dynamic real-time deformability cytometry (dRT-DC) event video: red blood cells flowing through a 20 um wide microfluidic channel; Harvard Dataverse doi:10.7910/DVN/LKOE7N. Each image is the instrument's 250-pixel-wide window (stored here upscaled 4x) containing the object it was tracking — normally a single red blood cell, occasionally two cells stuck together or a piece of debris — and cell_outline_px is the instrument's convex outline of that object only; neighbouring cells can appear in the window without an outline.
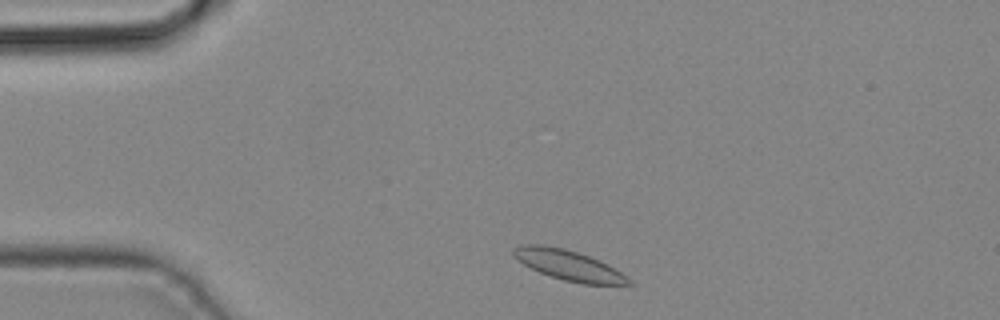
{"species": "common noctule bat (a hibernating species)", "species_latin": "Nyctalus noctula", "temperature_condition": "cold", "stored_images_in_passage": 31, "camera_frame_rate_fps": 3000, "um_per_image_px": 0.085, "animal": {"sex": "male", "body_mass_g": 19.2, "forearm_length_mm": 51.8}, "frame": {"image": 1, "passage_image": 2, "time_ms": 0.333, "image_size_px": [1000, 320], "cell_outline_px": [[632, 284], [580, 284], [548, 276], [516, 260], [512, 252], [512, 248], [520, 244], [540, 244], [564, 248], [600, 260], [608, 264], [628, 276], [632, 280]], "centroid_in_image_um": [48.32, 22.54], "position_along_channel_um": 36.7, "area_um2": 20.4}}
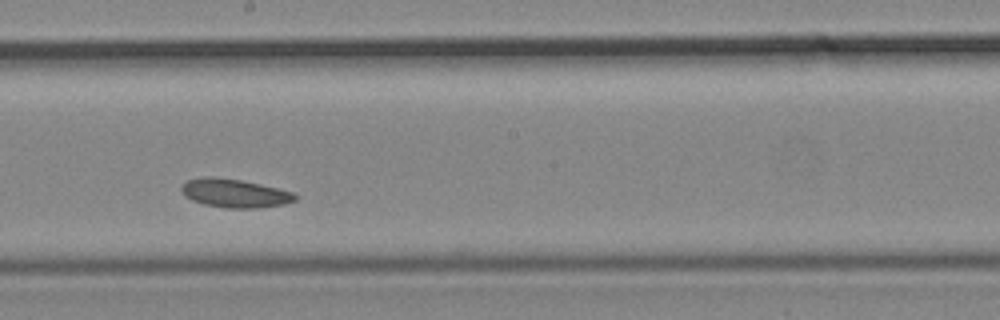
{"frame": {"image": 2, "passage_image": 17, "time_ms": 5.333, "image_size_px": [1000, 320], "cell_outline_px": [[296, 200], [284, 204], [260, 208], [228, 208], [204, 204], [192, 200], [184, 196], [180, 192], [180, 184], [184, 180], [204, 176], [212, 176], [240, 180], [260, 184], [296, 192]], "centroid_in_image_um": [19.9, 16.41], "position_along_channel_um": 228.3, "area_um2": 19.25}}
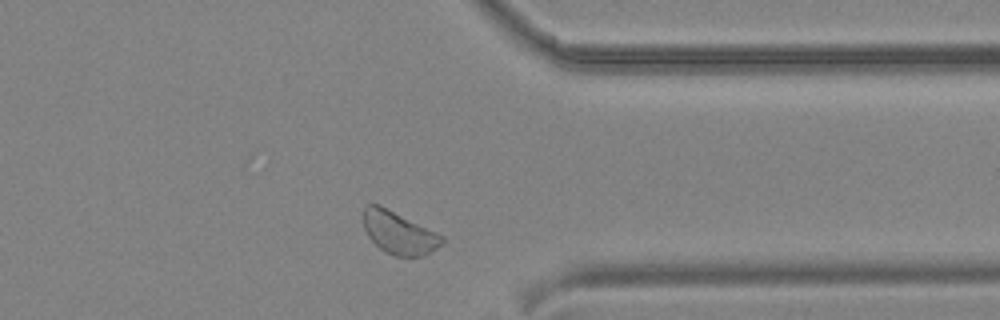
{"frame": {"image": 3, "passage_image": 27, "time_ms": 8.667, "image_size_px": [1000, 320], "cell_outline_px": [[444, 240], [436, 248], [424, 256], [396, 256], [384, 252], [368, 236], [364, 228], [364, 208], [368, 204], [380, 204], [444, 236]], "centroid_in_image_um": [33.9, 19.78], "position_along_channel_um": 377.5, "area_um2": 19.31}}